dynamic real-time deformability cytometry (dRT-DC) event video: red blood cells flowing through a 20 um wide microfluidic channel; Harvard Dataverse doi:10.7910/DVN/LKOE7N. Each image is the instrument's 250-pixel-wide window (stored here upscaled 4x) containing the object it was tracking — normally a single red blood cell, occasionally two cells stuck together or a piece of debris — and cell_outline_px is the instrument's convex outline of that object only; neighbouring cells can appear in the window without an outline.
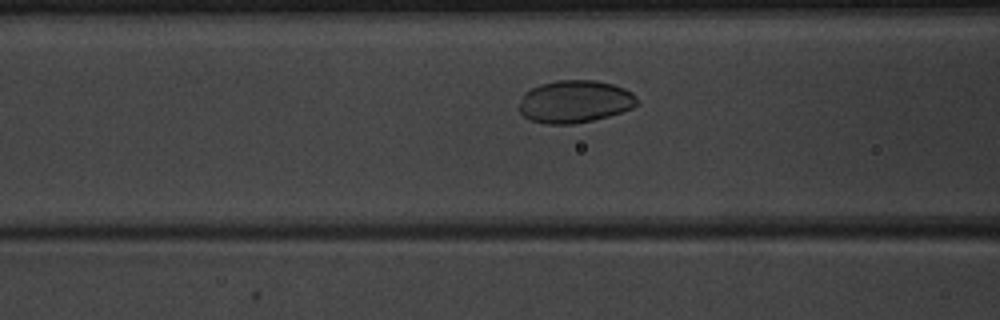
{"species": "common noctule bat (a hibernating species)", "species_latin": "Nyctalus noctula", "temperature_condition": "warm", "stored_images_in_passage": 44, "camera_frame_rate_fps": 3000, "um_per_image_px": 0.085, "animal": {"sex": "male", "body_mass_g": 20.1, "forearm_length_mm": 53.5}, "frame": {"image": 1, "passage_image": 14, "time_ms": 4.333, "image_size_px": [1000, 320], "cell_outline_px": [[640, 104], [632, 108], [608, 116], [592, 120], [572, 124], [544, 124], [532, 120], [524, 116], [516, 108], [524, 92], [540, 84], [556, 80], [596, 80], [612, 84], [624, 88], [632, 92], [636, 96]], "centroid_in_image_um": [48.85, 8.63], "position_along_channel_um": 117.8, "area_um2": 29.48}}
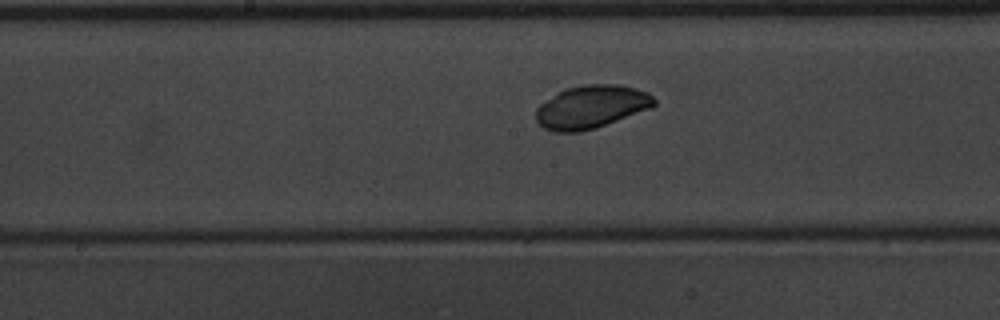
{"frame": {"image": 2, "passage_image": 20, "time_ms": 6.333, "image_size_px": [1000, 320], "cell_outline_px": [[656, 104], [652, 108], [596, 128], [580, 132], [552, 132], [544, 128], [536, 120], [536, 108], [540, 104], [564, 88], [584, 84], [620, 84], [636, 88], [648, 92], [656, 100]], "centroid_in_image_um": [50.27, 9.08], "position_along_channel_um": 197.9, "area_um2": 29.94}}
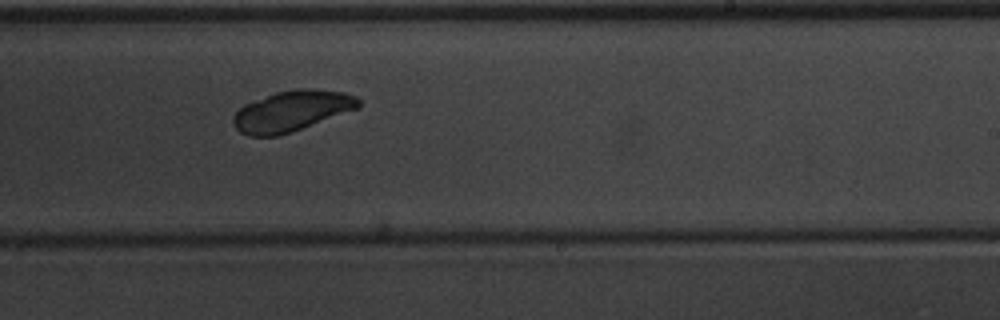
{"frame": {"image": 3, "passage_image": 25, "time_ms": 8.0, "image_size_px": [1000, 320], "cell_outline_px": [[360, 108], [276, 136], [248, 136], [240, 132], [232, 124], [232, 116], [244, 104], [276, 92], [296, 88], [312, 88], [344, 92], [356, 96], [360, 100]], "centroid_in_image_um": [24.79, 9.42], "position_along_channel_um": 264.2, "area_um2": 29.54}, "authors_computed_cell_mechanics": {"area_um2": 29.5936, "velocity_mm_per_s": 3.9916, "shape_relaxation_time_tau1_ms": 0.8676, "shape_relaxation_time_tau2_ms": null, "deformation_change_tau1": 0.0364, "deformation_change_tau2": null}}